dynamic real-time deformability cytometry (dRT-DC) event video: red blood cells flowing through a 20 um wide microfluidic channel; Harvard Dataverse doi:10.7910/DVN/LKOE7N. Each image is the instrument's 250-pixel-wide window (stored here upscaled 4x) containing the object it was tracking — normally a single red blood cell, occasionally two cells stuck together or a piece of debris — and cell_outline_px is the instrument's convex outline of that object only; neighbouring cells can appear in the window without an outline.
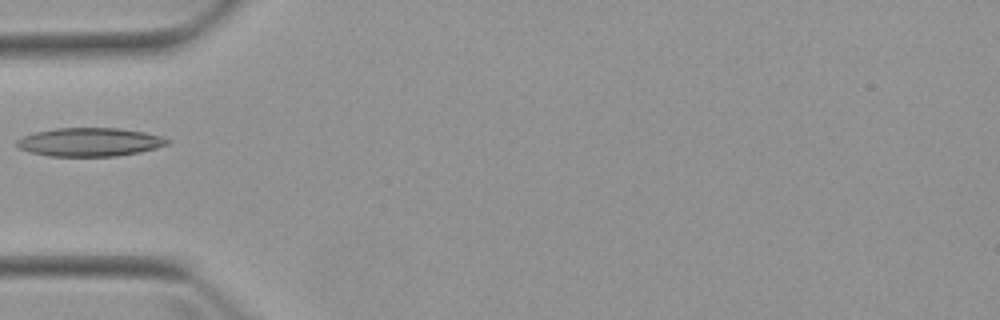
{"species": "Egyptian fruit bat (a non-hibernating species)", "species_latin": "Rousettus aegyptiacus", "temperature_condition": "warm", "stored_images_in_passage": 5, "camera_frame_rate_fps": 3000, "um_per_image_px": 0.085, "animal": {"sex": "female"}, "frame": {"image": 1, "passage_image": 4, "time_ms": 4.667, "image_size_px": [1000, 320], "cell_outline_px": [[172, 140], [168, 144], [156, 148], [140, 152], [116, 156], [48, 156], [28, 152], [16, 148], [16, 140], [24, 136], [36, 132], [56, 128], [120, 128], [144, 132], [160, 136]], "centroid_in_image_um": [7.61, 12.08], "position_along_channel_um": 77.4, "area_um2": 25.14}}
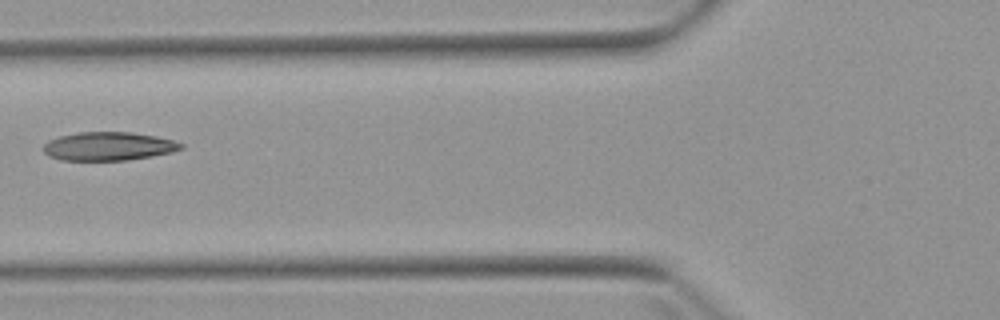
{"frame": {"image": 2, "passage_image": 5, "time_ms": 5.667, "image_size_px": [1000, 320], "cell_outline_px": [[184, 148], [172, 152], [152, 156], [128, 160], [60, 160], [48, 156], [40, 148], [48, 140], [60, 136], [76, 132], [132, 132], [156, 136], [172, 140], [184, 144]], "centroid_in_image_um": [9.19, 12.43], "position_along_channel_um": 116.6, "area_um2": 23.06}}